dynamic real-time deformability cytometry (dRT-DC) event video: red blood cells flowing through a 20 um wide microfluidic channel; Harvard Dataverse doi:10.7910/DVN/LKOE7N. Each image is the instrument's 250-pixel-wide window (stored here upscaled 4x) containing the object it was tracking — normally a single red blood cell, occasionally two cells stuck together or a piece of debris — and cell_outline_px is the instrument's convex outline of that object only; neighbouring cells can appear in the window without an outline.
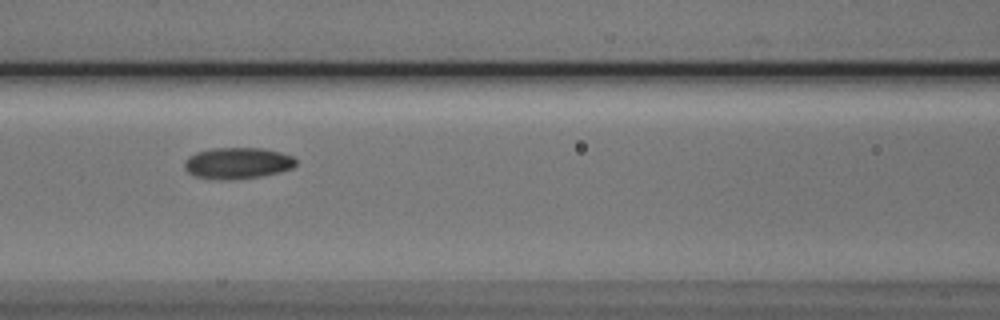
{"species": "Egyptian fruit bat (a non-hibernating species)", "species_latin": "Rousettus aegyptiacus", "temperature_condition": "cold", "stored_images_in_passage": 3, "camera_frame_rate_fps": 3000, "um_per_image_px": 0.085, "animal": {"sex": "male"}, "frame": {"image": 1, "passage_image": 3, "time_ms": 2.0, "image_size_px": [1000, 320], "cell_outline_px": [[296, 164], [292, 168], [280, 172], [260, 176], [224, 180], [220, 180], [196, 176], [188, 172], [184, 168], [184, 160], [188, 156], [196, 152], [212, 148], [264, 148], [280, 152], [292, 156], [296, 160]], "centroid_in_image_um": [20.17, 13.86], "position_along_channel_um": 146.4, "area_um2": 20.35}}